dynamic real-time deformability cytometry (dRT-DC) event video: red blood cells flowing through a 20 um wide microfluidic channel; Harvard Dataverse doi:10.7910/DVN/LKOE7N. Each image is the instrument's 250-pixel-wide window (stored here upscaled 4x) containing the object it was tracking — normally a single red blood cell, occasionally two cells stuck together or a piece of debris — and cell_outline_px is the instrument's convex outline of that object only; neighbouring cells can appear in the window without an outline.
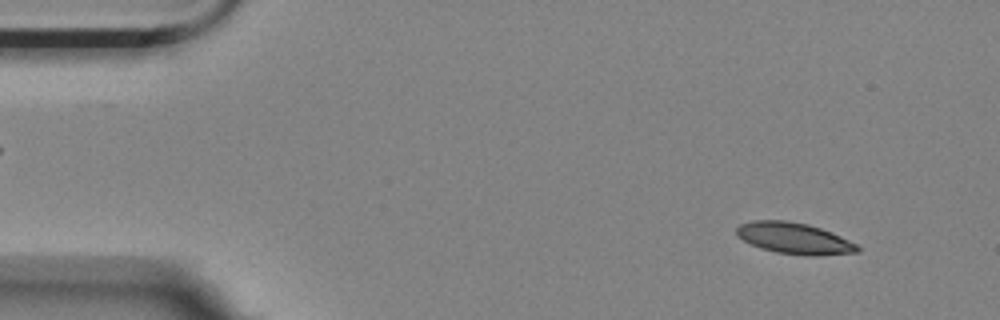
{"species": "Egyptian fruit bat (a non-hibernating species)", "species_latin": "Rousettus aegyptiacus", "temperature_condition": "room temperature", "stored_images_in_passage": 4, "camera_frame_rate_fps": 3000, "um_per_image_px": 0.085, "animal": {"sex": "female"}, "frame": {"image": 1, "passage_image": 1, "time_ms": 0.0, "image_size_px": [1000, 320], "cell_outline_px": [[860, 252], [820, 256], [804, 256], [776, 252], [760, 248], [736, 236], [736, 228], [740, 224], [752, 220], [784, 220], [808, 224], [832, 232], [856, 244], [860, 248]], "centroid_in_image_um": [67.51, 20.26], "position_along_channel_um": 17.5, "area_um2": 22.2}}
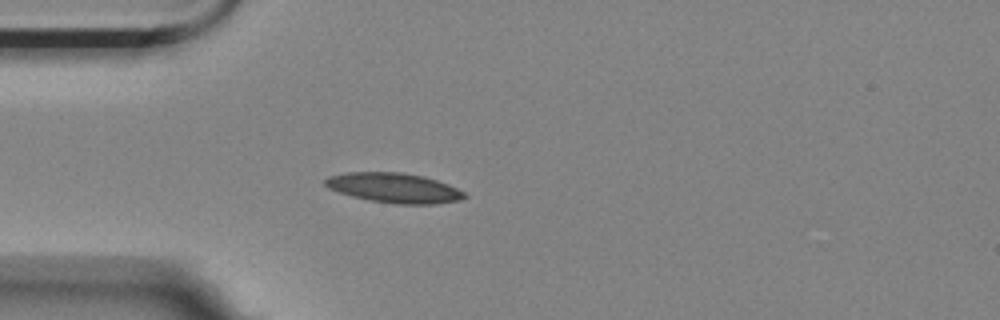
{"frame": {"image": 2, "passage_image": 4, "time_ms": 1.0, "image_size_px": [1000, 320], "cell_outline_px": [[468, 196], [460, 200], [436, 204], [396, 204], [368, 200], [352, 196], [328, 188], [324, 184], [324, 180], [328, 176], [348, 172], [404, 172], [424, 176], [448, 184], [464, 192]], "centroid_in_image_um": [33.5, 15.97], "position_along_channel_um": 51.5, "area_um2": 24.28}}